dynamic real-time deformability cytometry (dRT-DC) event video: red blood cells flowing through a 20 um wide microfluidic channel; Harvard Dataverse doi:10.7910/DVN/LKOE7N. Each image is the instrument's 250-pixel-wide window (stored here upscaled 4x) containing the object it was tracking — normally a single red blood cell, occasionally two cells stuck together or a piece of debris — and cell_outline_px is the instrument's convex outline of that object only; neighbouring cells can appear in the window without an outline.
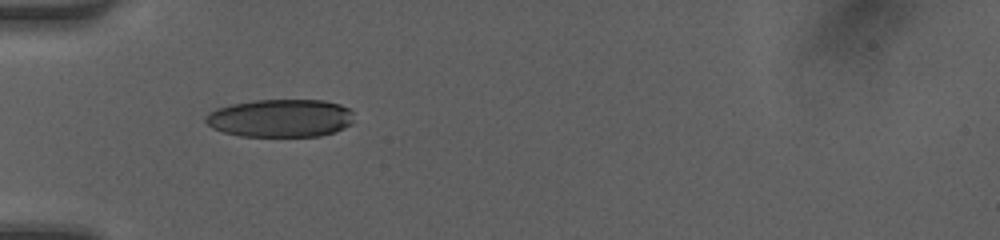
{"species": "human", "species_latin": "Homo sapiens", "temperature_condition": "room temperature", "stored_images_in_passage": 2, "camera_frame_rate_fps": 3000, "um_per_image_px": 0.085, "donor": {"sex": "female"}, "frame": {"image": 1, "passage_image": 1, "time_ms": 0.0, "image_size_px": [1000, 240], "cell_outline_px": [[352, 124], [336, 132], [320, 136], [240, 136], [224, 132], [212, 128], [204, 120], [204, 116], [208, 112], [216, 108], [232, 104], [252, 100], [324, 100], [340, 104], [348, 108], [352, 112]], "centroid_in_image_um": [23.83, 10.04], "position_along_channel_um": 61.2, "area_um2": 33.06}}
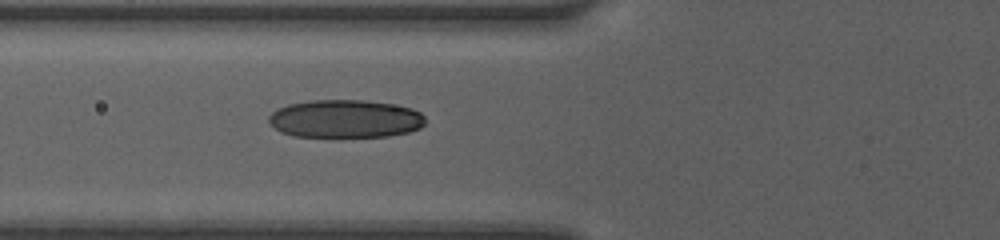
{"frame": {"image": 2, "passage_image": 2, "time_ms": 0.333, "image_size_px": [1000, 240], "cell_outline_px": [[424, 124], [420, 128], [408, 132], [388, 136], [340, 140], [332, 140], [296, 136], [280, 132], [268, 120], [268, 116], [272, 112], [288, 104], [312, 100], [360, 100], [392, 104], [412, 108], [420, 112], [424, 116]], "centroid_in_image_um": [29.33, 10.15], "position_along_channel_um": 96.5, "area_um2": 35.84}}